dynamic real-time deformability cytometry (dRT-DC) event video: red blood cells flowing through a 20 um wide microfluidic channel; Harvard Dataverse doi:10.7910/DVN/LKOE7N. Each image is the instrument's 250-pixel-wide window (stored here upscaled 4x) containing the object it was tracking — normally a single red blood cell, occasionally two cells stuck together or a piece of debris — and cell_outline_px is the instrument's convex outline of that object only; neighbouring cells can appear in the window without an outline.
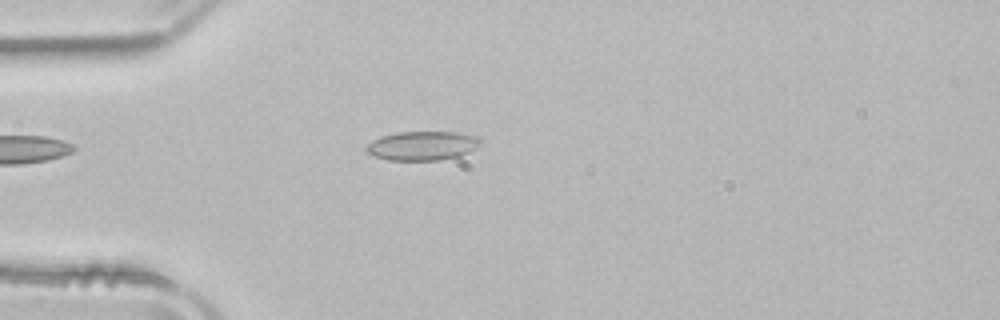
{"species": "common noctule bat (a hibernating species)", "species_latin": "Nyctalus noctula", "temperature_condition": "room temperature", "stored_images_in_passage": 42, "camera_frame_rate_fps": 3000, "um_per_image_px": 0.085, "animal": {"sex": "male", "body_mass_g": 21.5, "forearm_length_mm": 52.0}, "frame": {"image": 1, "passage_image": 5, "time_ms": 1.333, "image_size_px": [1000, 320], "cell_outline_px": [[484, 140], [476, 148], [460, 156], [440, 160], [388, 160], [376, 156], [368, 152], [364, 148], [372, 140], [380, 136], [396, 132], [456, 132], [476, 136]], "centroid_in_image_um": [35.92, 12.38], "position_along_channel_um": 49.1, "area_um2": 19.42}}
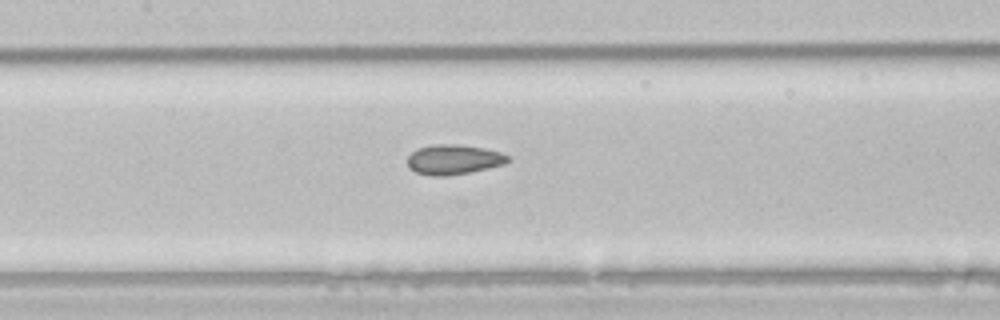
{"frame": {"image": 2, "passage_image": 15, "time_ms": 4.667, "image_size_px": [1000, 320], "cell_outline_px": [[508, 160], [504, 164], [488, 168], [468, 172], [444, 176], [432, 176], [416, 172], [408, 168], [408, 156], [412, 152], [420, 148], [432, 144], [456, 144], [484, 148], [500, 152], [508, 156]], "centroid_in_image_um": [38.53, 13.56], "position_along_channel_um": 168.9, "area_um2": 17.28}}
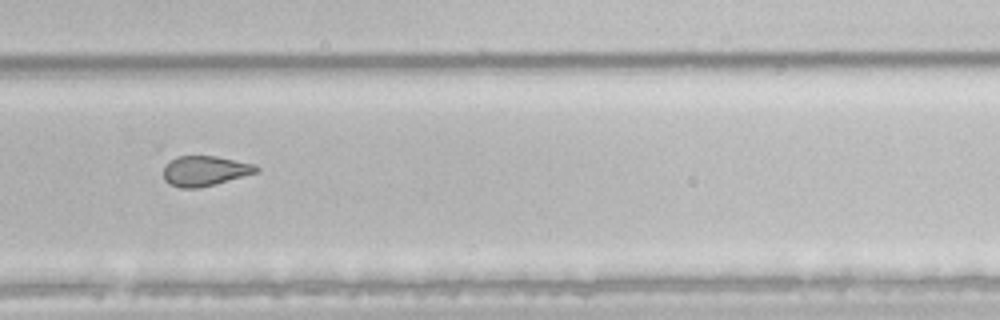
{"frame": {"image": 3, "passage_image": 26, "time_ms": 8.333, "image_size_px": [1000, 320], "cell_outline_px": [[260, 172], [216, 184], [196, 188], [180, 188], [168, 184], [164, 180], [164, 168], [176, 156], [216, 156], [256, 164], [260, 168]], "centroid_in_image_um": [17.47, 14.53], "position_along_channel_um": 312.3, "area_um2": 16.42}, "authors_computed_cell_mechanics": {"area_um2": 17.918, "velocity_mm_per_s": 3.9399, "shape_relaxation_time_tau1_ms": null, "shape_relaxation_time_tau2_ms": 3.76, "deformation_change_tau1": null, "deformation_change_tau2": 0.0989}}